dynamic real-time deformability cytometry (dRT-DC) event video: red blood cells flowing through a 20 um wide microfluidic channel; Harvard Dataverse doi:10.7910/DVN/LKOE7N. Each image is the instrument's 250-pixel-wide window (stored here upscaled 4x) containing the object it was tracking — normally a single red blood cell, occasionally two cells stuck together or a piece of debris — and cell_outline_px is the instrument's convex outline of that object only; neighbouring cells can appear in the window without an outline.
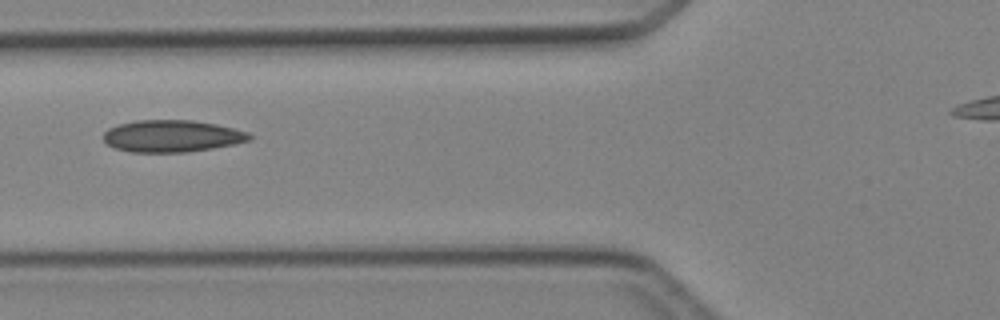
{"species": "Egyptian fruit bat (a non-hibernating species)", "species_latin": "Rousettus aegyptiacus", "temperature_condition": "cold", "stored_images_in_passage": 5, "camera_frame_rate_fps": 3000, "um_per_image_px": 0.085, "animal": {"sex": "female"}, "frame": {"image": 1, "passage_image": 5, "time_ms": 5.333, "image_size_px": [1000, 320], "cell_outline_px": [[252, 140], [236, 144], [188, 152], [132, 152], [116, 148], [108, 144], [104, 140], [104, 132], [108, 128], [120, 124], [136, 120], [192, 120], [216, 124], [248, 132], [252, 136]], "centroid_in_image_um": [14.64, 11.56], "position_along_channel_um": 111.2, "area_um2": 27.17}}